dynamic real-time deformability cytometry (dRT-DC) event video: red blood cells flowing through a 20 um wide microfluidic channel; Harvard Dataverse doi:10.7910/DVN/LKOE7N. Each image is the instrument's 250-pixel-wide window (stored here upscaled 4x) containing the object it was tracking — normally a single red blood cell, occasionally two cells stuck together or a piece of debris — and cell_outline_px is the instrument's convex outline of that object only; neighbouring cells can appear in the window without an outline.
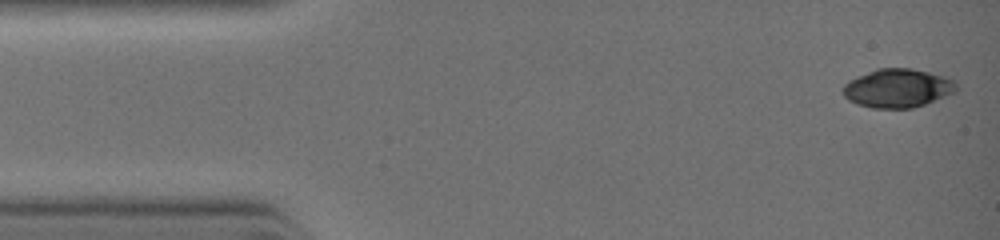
{"species": "common noctule bat (a hibernating species)", "species_latin": "Nyctalus noctula", "temperature_condition": "warm", "stored_images_in_passage": 3, "camera_frame_rate_fps": 3000, "um_per_image_px": 0.085, "animal": {"sex": "female", "body_mass_g": 19.0, "forearm_length_mm": 51.5}, "frame": {"image": 1, "passage_image": 1, "time_ms": 0.0, "image_size_px": [1000, 240], "cell_outline_px": [[956, 92], [924, 104], [912, 108], [872, 108], [856, 104], [848, 100], [844, 96], [840, 88], [848, 80], [856, 76], [876, 68], [912, 68], [944, 76], [956, 80]], "centroid_in_image_um": [76.25, 7.49], "position_along_channel_um": 8.7, "area_um2": 25.84}}